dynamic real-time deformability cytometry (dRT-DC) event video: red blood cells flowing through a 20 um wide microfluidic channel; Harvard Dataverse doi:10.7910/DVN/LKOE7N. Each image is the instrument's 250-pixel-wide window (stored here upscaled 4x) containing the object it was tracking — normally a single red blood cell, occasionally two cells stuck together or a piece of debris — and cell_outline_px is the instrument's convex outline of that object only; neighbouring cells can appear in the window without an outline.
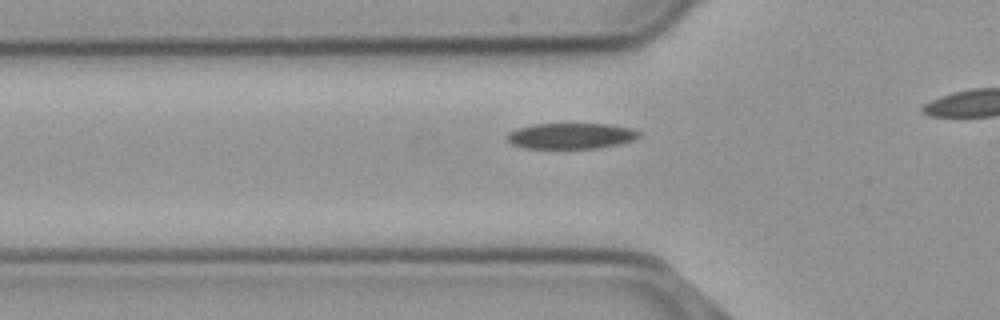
{"species": "common noctule bat (a hibernating species)", "species_latin": "Nyctalus noctula", "temperature_condition": "cold", "stored_images_in_passage": 30, "camera_frame_rate_fps": 3000, "um_per_image_px": 0.085, "animal": {"sex": "male", "body_mass_g": 23.1, "forearm_length_mm": 52.7}, "frame": {"image": 1, "passage_image": 14, "time_ms": 4.333, "image_size_px": [1000, 320], "cell_outline_px": [[640, 136], [632, 140], [620, 144], [596, 148], [524, 148], [512, 144], [508, 140], [508, 132], [516, 128], [532, 124], [608, 124], [632, 128], [640, 132]], "centroid_in_image_um": [48.53, 11.55], "position_along_channel_um": 77.3, "area_um2": 19.83}}
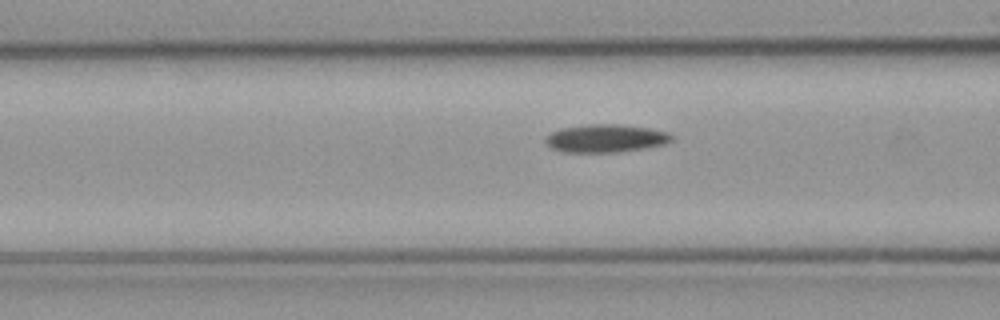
{"frame": {"image": 2, "passage_image": 17, "time_ms": 5.333, "image_size_px": [1000, 320], "cell_outline_px": [[676, 136], [672, 140], [664, 144], [648, 148], [616, 152], [564, 152], [552, 148], [544, 140], [552, 132], [560, 128], [588, 124], [620, 124], [648, 128], [668, 132]], "centroid_in_image_um": [51.53, 11.75], "position_along_channel_um": 115.1, "area_um2": 20.63}}